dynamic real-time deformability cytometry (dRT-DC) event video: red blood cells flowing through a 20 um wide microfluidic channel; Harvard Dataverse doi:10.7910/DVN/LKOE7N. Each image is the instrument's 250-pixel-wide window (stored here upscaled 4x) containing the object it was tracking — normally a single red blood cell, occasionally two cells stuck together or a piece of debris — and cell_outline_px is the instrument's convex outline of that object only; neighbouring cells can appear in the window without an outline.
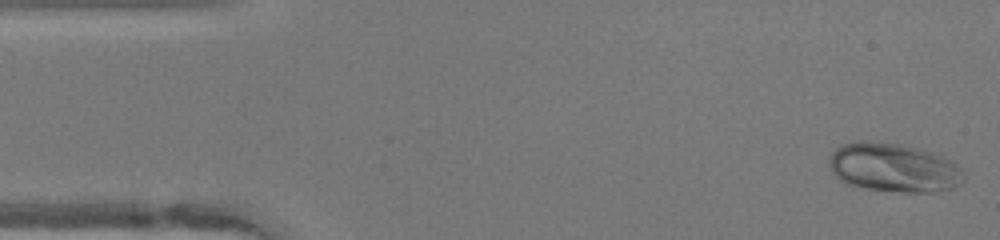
{"species": "human", "species_latin": "Homo sapiens", "temperature_condition": "warm", "stored_images_in_passage": 48, "camera_frame_rate_fps": 3000, "um_per_image_px": 0.085, "donor": {"sex": "female"}, "frame": {"image": 1, "passage_image": 1, "time_ms": 0.0, "image_size_px": [1000, 240], "cell_outline_px": [[964, 180], [960, 184], [952, 188], [932, 192], [904, 192], [868, 188], [848, 184], [840, 180], [832, 172], [828, 164], [828, 160], [832, 152], [836, 148], [852, 140], [872, 140], [900, 144], [932, 152], [944, 156], [956, 164], [964, 172]], "centroid_in_image_um": [75.95, 14.23], "position_along_channel_um": 9.1, "area_um2": 38.55}}
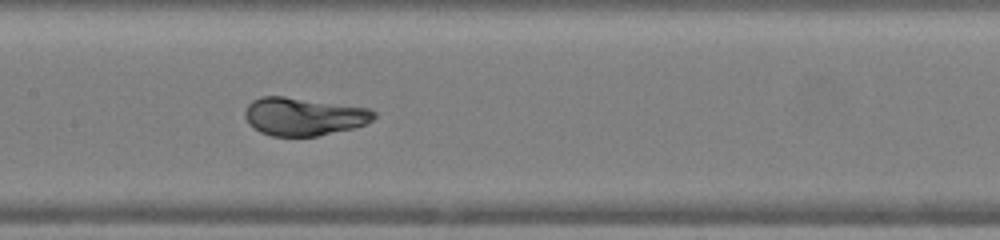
{"frame": {"image": 2, "passage_image": 22, "time_ms": 7.0, "image_size_px": [1000, 240], "cell_outline_px": [[376, 116], [372, 120], [356, 128], [316, 136], [272, 136], [260, 132], [252, 128], [248, 124], [244, 116], [244, 112], [248, 104], [252, 100], [260, 96], [284, 96], [368, 108], [376, 112]], "centroid_in_image_um": [25.78, 9.9], "position_along_channel_um": 181.6, "area_um2": 28.73}}
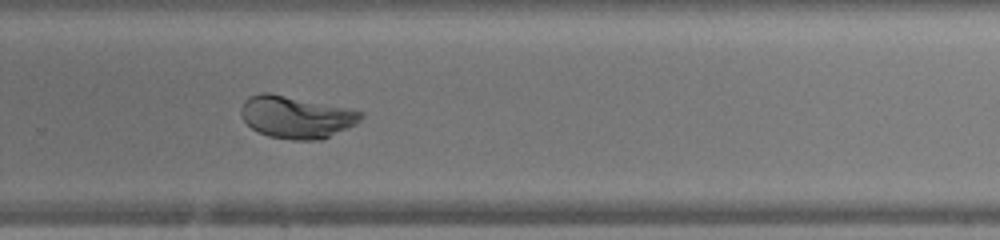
{"frame": {"image": 3, "passage_image": 31, "time_ms": 10.0, "image_size_px": [1000, 240], "cell_outline_px": [[364, 116], [356, 124], [348, 128], [320, 140], [292, 140], [268, 136], [252, 128], [240, 116], [240, 108], [244, 100], [248, 96], [260, 92], [268, 92], [348, 108], [364, 112]], "centroid_in_image_um": [25.16, 9.94], "position_along_channel_um": 304.6, "area_um2": 29.59}, "authors_computed_cell_mechanics": {"area_um2": 31.3565, "velocity_mm_per_s": 4.1248, "shape_relaxation_time_tau1_ms": 2.9313, "shape_relaxation_time_tau2_ms": null, "deformation_change_tau1": 0.1813, "deformation_change_tau2": null}}